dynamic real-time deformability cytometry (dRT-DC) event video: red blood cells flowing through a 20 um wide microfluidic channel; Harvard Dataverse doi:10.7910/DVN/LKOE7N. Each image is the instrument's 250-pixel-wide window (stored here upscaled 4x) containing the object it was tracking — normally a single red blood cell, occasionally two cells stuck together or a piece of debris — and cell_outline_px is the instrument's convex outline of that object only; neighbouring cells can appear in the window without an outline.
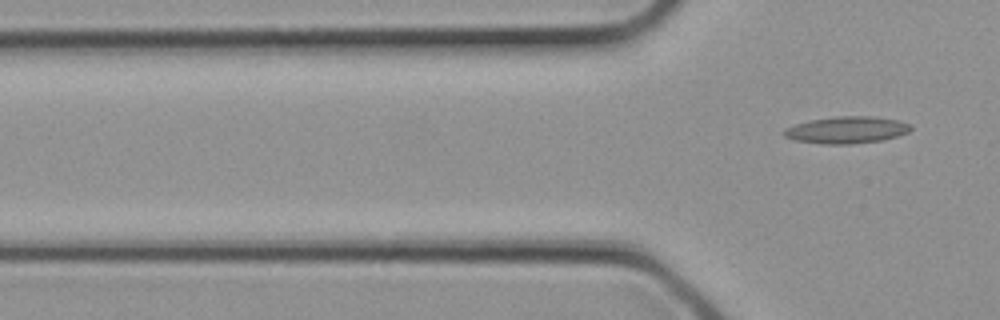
{"species": "common noctule bat (a hibernating species)", "species_latin": "Nyctalus noctula", "temperature_condition": "cold", "stored_images_in_passage": 2, "camera_frame_rate_fps": 3000, "um_per_image_px": 0.085, "animal": {"sex": "female", "body_mass_g": 21.9}, "frame": {"image": 1, "passage_image": 2, "time_ms": 0.333, "image_size_px": [1000, 320], "cell_outline_px": [[912, 128], [908, 132], [896, 136], [880, 140], [852, 144], [820, 144], [796, 140], [784, 136], [780, 132], [784, 128], [796, 124], [812, 120], [836, 116], [872, 116], [900, 120], [912, 124]], "centroid_in_image_um": [71.96, 11.04], "position_along_channel_um": 53.8, "area_um2": 19.94}}